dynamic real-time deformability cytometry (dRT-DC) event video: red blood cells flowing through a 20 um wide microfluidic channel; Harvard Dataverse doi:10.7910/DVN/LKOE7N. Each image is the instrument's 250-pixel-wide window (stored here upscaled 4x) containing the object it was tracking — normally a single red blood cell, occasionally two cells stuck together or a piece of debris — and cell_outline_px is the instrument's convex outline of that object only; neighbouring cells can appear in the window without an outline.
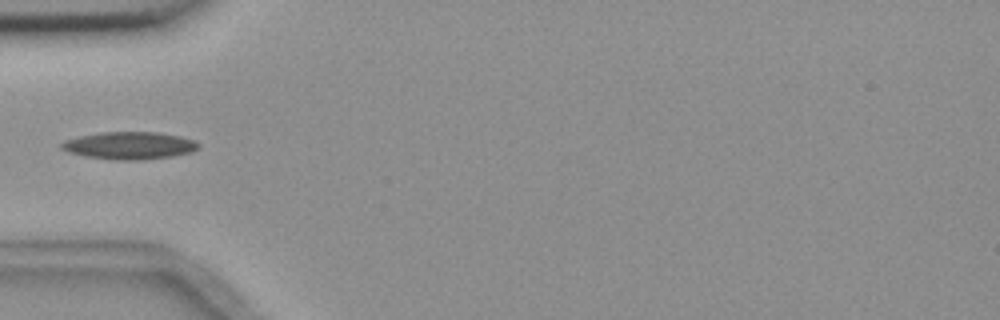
{"species": "common noctule bat (a hibernating species)", "species_latin": "Nyctalus noctula", "temperature_condition": "room temperature", "stored_images_in_passage": 5, "camera_frame_rate_fps": 3000, "um_per_image_px": 0.085, "animal": {"sex": "female", "body_mass_g": 18.4}, "frame": {"image": 1, "passage_image": 5, "time_ms": 4.667, "image_size_px": [1000, 320], "cell_outline_px": [[200, 148], [192, 152], [172, 156], [144, 160], [116, 160], [88, 156], [68, 152], [60, 148], [60, 144], [64, 140], [80, 136], [100, 132], [156, 132], [180, 136], [196, 140], [200, 144]], "centroid_in_image_um": [11.04, 12.37], "position_along_channel_um": 74.0, "area_um2": 22.02}}